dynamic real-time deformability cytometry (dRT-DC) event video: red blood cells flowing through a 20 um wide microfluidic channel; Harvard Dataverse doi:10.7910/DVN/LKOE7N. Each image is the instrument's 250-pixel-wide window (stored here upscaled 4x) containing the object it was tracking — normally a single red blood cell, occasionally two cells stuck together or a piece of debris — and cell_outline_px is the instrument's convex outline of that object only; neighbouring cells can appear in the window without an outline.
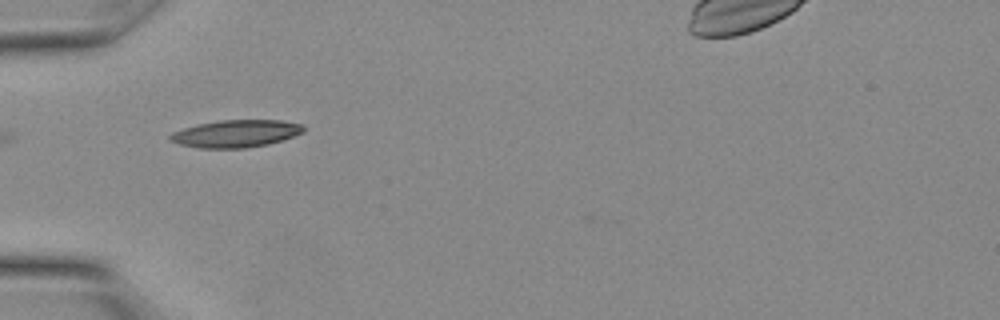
{"species": "Egyptian fruit bat (a non-hibernating species)", "species_latin": "Rousettus aegyptiacus", "temperature_condition": "warm", "stored_images_in_passage": 4, "camera_frame_rate_fps": 3000, "um_per_image_px": 0.085, "animal": {"sex": "female"}, "frame": {"image": 1, "passage_image": 1, "time_ms": 0.0, "image_size_px": [1000, 320], "cell_outline_px": [[304, 132], [268, 144], [244, 148], [200, 148], [180, 144], [168, 140], [168, 136], [172, 132], [196, 124], [220, 120], [280, 120], [304, 124]], "centroid_in_image_um": [20.02, 11.35], "position_along_channel_um": 65.0, "area_um2": 21.27}}
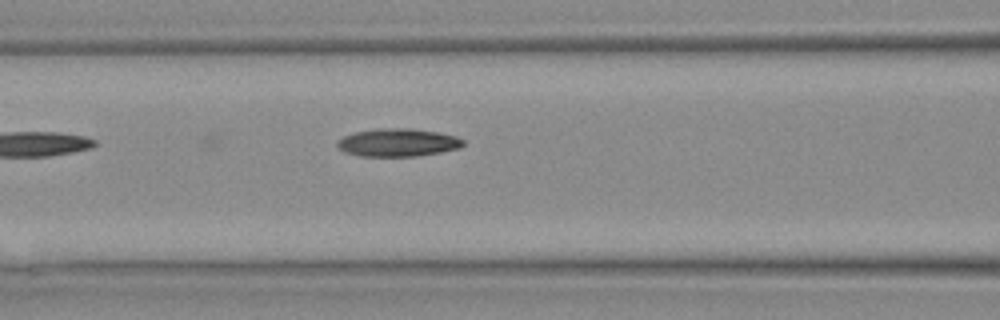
{"frame": {"image": 2, "passage_image": 4, "time_ms": 1.0, "image_size_px": [1000, 320], "cell_outline_px": [[464, 144], [460, 148], [440, 152], [416, 156], [360, 156], [344, 152], [336, 144], [336, 140], [344, 136], [356, 132], [376, 128], [404, 128], [436, 132], [456, 136], [464, 140]], "centroid_in_image_um": [33.8, 12.12], "position_along_channel_um": 132.8, "area_um2": 20.4}}